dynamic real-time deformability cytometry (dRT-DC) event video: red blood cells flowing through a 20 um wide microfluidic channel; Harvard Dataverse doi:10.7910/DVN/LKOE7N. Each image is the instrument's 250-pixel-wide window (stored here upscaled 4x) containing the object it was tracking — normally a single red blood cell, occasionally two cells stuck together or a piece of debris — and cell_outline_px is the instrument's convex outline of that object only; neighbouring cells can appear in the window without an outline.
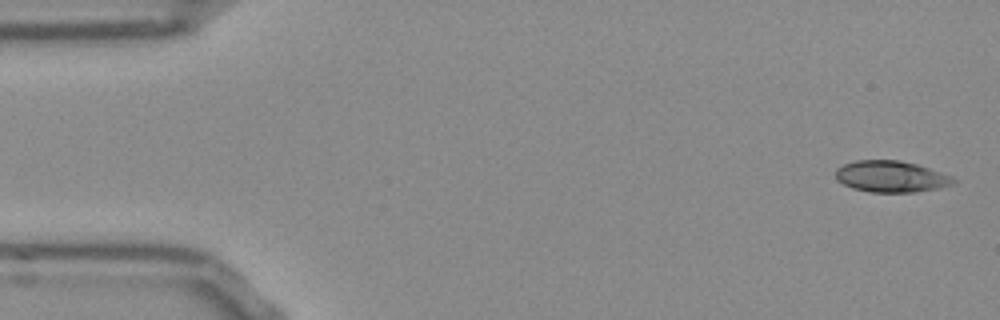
{"species": "Egyptian fruit bat (a non-hibernating species)", "species_latin": "Rousettus aegyptiacus", "temperature_condition": "room temperature", "stored_images_in_passage": 52, "camera_frame_rate_fps": 3000, "um_per_image_px": 0.085, "frame": {"image": 1, "passage_image": 1, "time_ms": 0.0, "image_size_px": [1000, 320], "cell_outline_px": [[960, 180], [956, 184], [916, 192], [872, 192], [852, 188], [836, 180], [836, 168], [844, 164], [856, 160], [900, 160], [916, 164], [952, 176]], "centroid_in_image_um": [75.76, 15.0], "position_along_channel_um": 9.2, "area_um2": 21.62}}
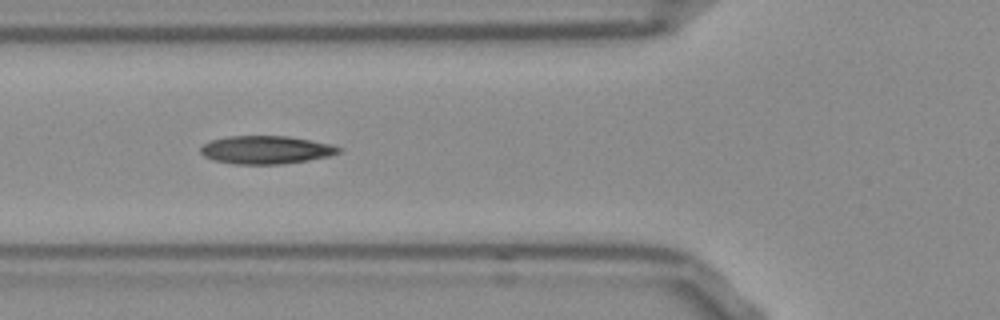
{"frame": {"image": 2, "passage_image": 18, "time_ms": 5.667, "image_size_px": [1000, 320], "cell_outline_px": [[344, 148], [340, 152], [328, 156], [308, 160], [280, 164], [232, 164], [212, 160], [204, 156], [200, 152], [200, 148], [204, 144], [212, 140], [228, 136], [288, 136], [312, 140], [332, 144]], "centroid_in_image_um": [22.62, 12.73], "position_along_channel_um": 103.2, "area_um2": 22.72}}
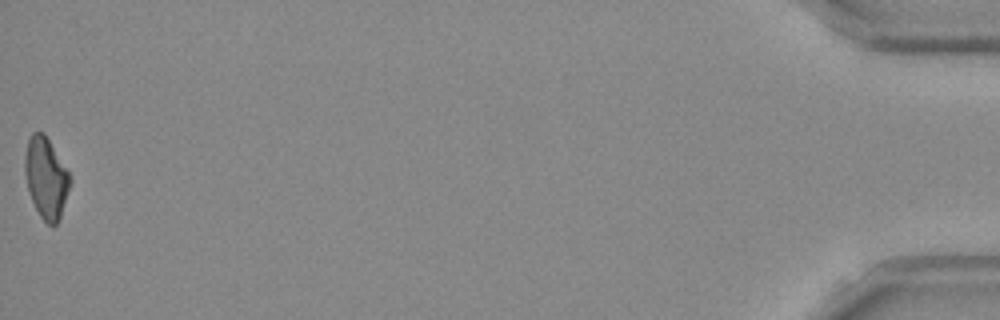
{"frame": {"image": 3, "passage_image": 52, "time_ms": 17.0, "image_size_px": [1000, 320], "cell_outline_px": [[72, 180], [60, 216], [56, 224], [48, 224], [40, 216], [32, 200], [28, 188], [24, 172], [24, 160], [28, 140], [32, 132], [44, 132], [68, 172]], "centroid_in_image_um": [3.9, 15.09], "position_along_channel_um": 431.3, "area_um2": 20.87}, "authors_computed_cell_mechanics": {"area_um2": 21.8773, "velocity_mm_per_s": 3.8194, "shape_relaxation_time_tau1_ms": null, "shape_relaxation_time_tau2_ms": 2.8204, "deformation_change_tau1": null, "deformation_change_tau2": 0.1034}}